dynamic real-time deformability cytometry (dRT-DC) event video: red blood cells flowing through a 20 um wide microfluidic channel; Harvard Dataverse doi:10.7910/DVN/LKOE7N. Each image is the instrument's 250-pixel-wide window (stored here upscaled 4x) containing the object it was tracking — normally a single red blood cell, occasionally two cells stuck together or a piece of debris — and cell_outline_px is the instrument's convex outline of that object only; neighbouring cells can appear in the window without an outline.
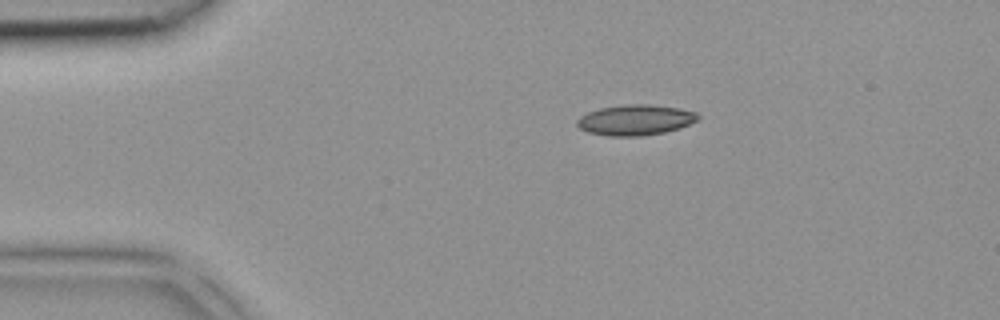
{"species": "common noctule bat (a hibernating species)", "species_latin": "Nyctalus noctula", "temperature_condition": "room temperature", "stored_images_in_passage": 2, "camera_frame_rate_fps": 3000, "um_per_image_px": 0.085, "animal": {"sex": "female", "body_mass_g": 18.4}, "frame": {"image": 1, "passage_image": 1, "time_ms": 0.0, "image_size_px": [1000, 320], "cell_outline_px": [[700, 120], [680, 128], [664, 132], [640, 136], [608, 136], [588, 132], [580, 128], [576, 124], [576, 120], [580, 116], [588, 112], [600, 108], [624, 104], [652, 104], [680, 108], [696, 112], [700, 116]], "centroid_in_image_um": [54.03, 10.19], "position_along_channel_um": 31.0, "area_um2": 21.73}}